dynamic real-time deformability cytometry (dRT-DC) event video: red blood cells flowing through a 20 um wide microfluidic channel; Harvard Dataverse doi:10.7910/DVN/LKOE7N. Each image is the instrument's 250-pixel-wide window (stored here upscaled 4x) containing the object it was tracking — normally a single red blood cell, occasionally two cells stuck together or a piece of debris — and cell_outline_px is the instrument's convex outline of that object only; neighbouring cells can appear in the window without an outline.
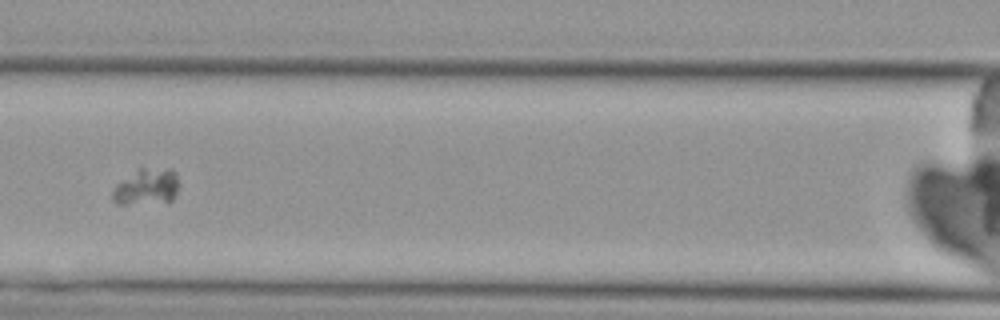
{"species": "Egyptian fruit bat (a non-hibernating species)", "species_latin": "Rousettus aegyptiacus", "temperature_condition": "cold", "stored_images_in_passage": 8, "camera_frame_rate_fps": 3000, "um_per_image_px": 0.085, "animal": {"sex": "female"}, "frame": {"image": 1, "passage_image": 6, "time_ms": 6.0, "image_size_px": [1000, 320], "cell_outline_px": [[176, 192], [172, 200], [168, 204], [116, 204], [112, 200], [112, 192], [116, 184], [140, 168], [172, 168], [176, 172]], "centroid_in_image_um": [12.46, 15.92], "position_along_channel_um": 154.1, "area_um2": 14.28}}
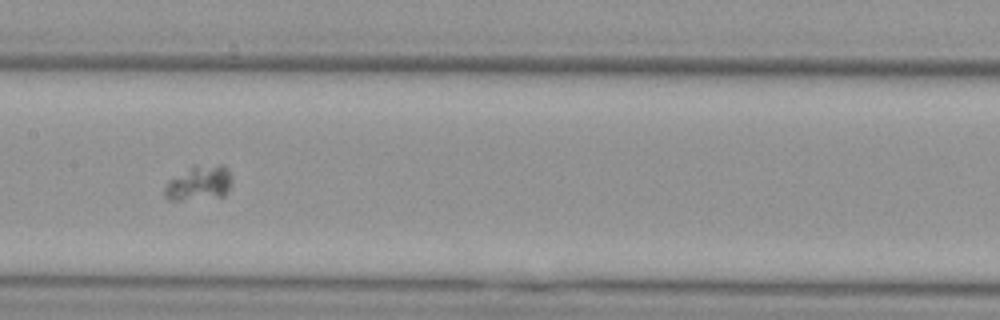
{"frame": {"image": 2, "passage_image": 7, "time_ms": 7.0, "image_size_px": [1000, 320], "cell_outline_px": [[232, 184], [224, 196], [180, 200], [168, 200], [164, 196], [164, 188], [168, 180], [192, 164], [224, 164], [228, 168], [232, 180]], "centroid_in_image_um": [16.92, 15.52], "position_along_channel_um": 190.5, "area_um2": 14.1}}
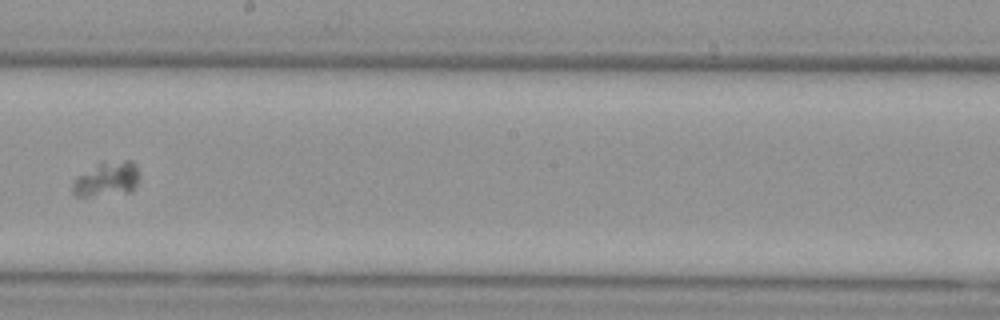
{"frame": {"image": 3, "passage_image": 8, "time_ms": 8.333, "image_size_px": [1000, 320], "cell_outline_px": [[140, 176], [132, 192], [88, 196], [76, 196], [72, 192], [72, 184], [76, 176], [100, 160], [132, 160], [136, 164]], "centroid_in_image_um": [9.08, 15.17], "position_along_channel_um": 239.1, "area_um2": 13.99}}